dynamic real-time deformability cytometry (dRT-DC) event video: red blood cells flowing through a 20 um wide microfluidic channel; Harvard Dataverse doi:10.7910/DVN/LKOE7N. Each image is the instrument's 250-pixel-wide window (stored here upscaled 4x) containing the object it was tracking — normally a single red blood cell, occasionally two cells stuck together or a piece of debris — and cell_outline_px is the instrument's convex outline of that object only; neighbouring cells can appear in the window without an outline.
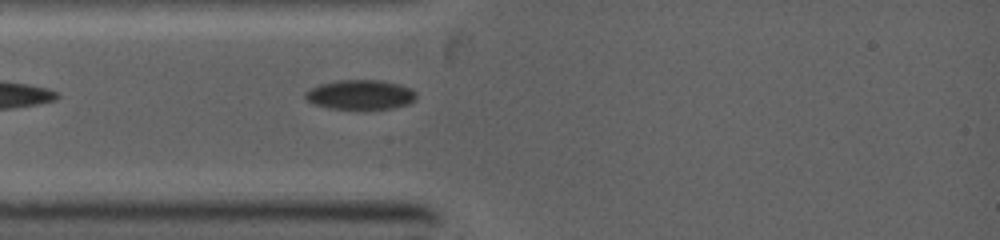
{"species": "common noctule bat (a hibernating species)", "species_latin": "Nyctalus noctula", "temperature_condition": "warm", "stored_images_in_passage": 2, "camera_frame_rate_fps": 5000, "um_per_image_px": 0.085, "animal": {"sex": "female", "body_mass_g": 19.0, "forearm_length_mm": 53.3}, "frame": {"image": 1, "passage_image": 2, "time_ms": 1.0, "image_size_px": [1000, 240], "cell_outline_px": [[416, 100], [408, 104], [392, 108], [328, 108], [316, 104], [308, 100], [304, 96], [304, 92], [308, 88], [320, 84], [336, 80], [384, 80], [400, 84], [416, 92]], "centroid_in_image_um": [30.63, 8.02], "position_along_channel_um": 54.4, "area_um2": 19.07}}